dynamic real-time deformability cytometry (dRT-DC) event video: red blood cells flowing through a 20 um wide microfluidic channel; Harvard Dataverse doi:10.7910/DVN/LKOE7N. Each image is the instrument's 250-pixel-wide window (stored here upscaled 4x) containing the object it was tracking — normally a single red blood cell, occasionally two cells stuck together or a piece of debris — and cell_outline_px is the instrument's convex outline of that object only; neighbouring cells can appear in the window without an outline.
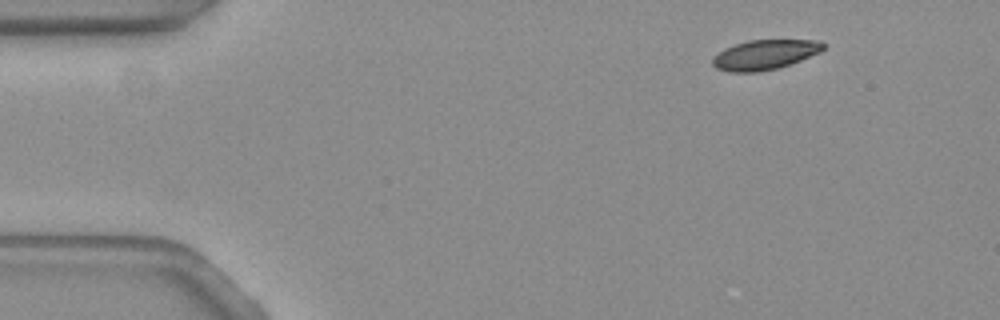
{"species": "common noctule bat (a hibernating species)", "species_latin": "Nyctalus noctula", "temperature_condition": "warm", "stored_images_in_passage": 10, "camera_frame_rate_fps": 3000, "um_per_image_px": 0.085, "animal": {"sex": "female", "body_mass_g": 19.3, "forearm_length_mm": 54.1}, "frame": {"image": 1, "passage_image": 1, "time_ms": 0.0, "image_size_px": [1000, 320], "cell_outline_px": [[824, 48], [820, 52], [800, 60], [776, 68], [756, 72], [732, 72], [716, 68], [712, 64], [712, 56], [724, 48], [748, 40], [820, 40], [824, 44]], "centroid_in_image_um": [64.97, 4.64], "position_along_channel_um": 20.0, "area_um2": 19.07}}
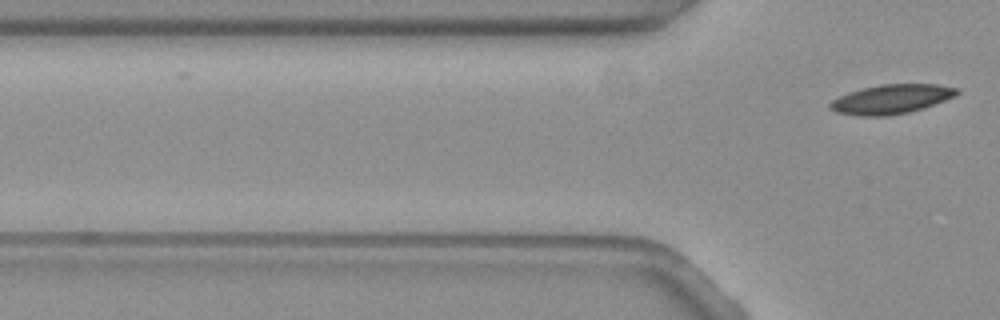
{"frame": {"image": 2, "passage_image": 10, "time_ms": 3.0, "image_size_px": [1000, 320], "cell_outline_px": [[960, 92], [956, 96], [908, 112], [888, 116], [860, 116], [836, 112], [828, 104], [832, 100], [848, 92], [880, 84], [936, 84], [956, 88]], "centroid_in_image_um": [75.74, 8.42], "position_along_channel_um": 50.1, "area_um2": 21.33}}